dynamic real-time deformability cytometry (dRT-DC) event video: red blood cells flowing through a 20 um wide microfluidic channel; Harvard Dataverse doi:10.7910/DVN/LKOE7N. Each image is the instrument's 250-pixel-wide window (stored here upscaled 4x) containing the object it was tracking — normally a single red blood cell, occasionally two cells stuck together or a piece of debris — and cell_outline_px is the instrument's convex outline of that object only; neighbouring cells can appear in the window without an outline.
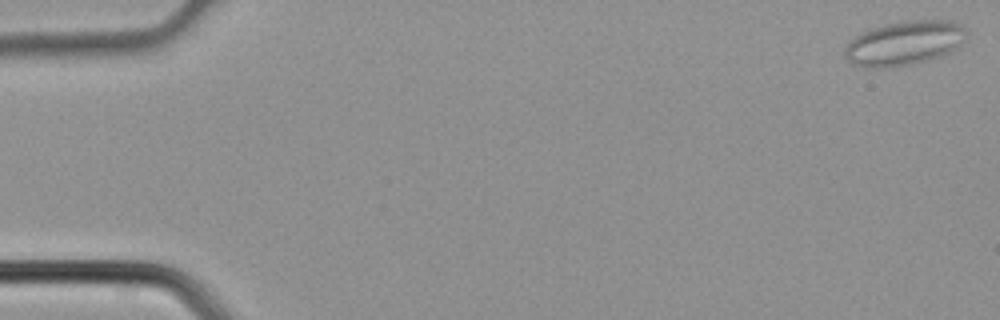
{"species": "common noctule bat (a hibernating species)", "species_latin": "Nyctalus noctula", "temperature_condition": "cold", "stored_images_in_passage": 4, "camera_frame_rate_fps": 3000, "um_per_image_px": 0.085, "animal": {"sex": "male", "body_mass_g": 21.5, "forearm_length_mm": 52.0}, "frame": {"image": 1, "passage_image": 4, "time_ms": 1.0, "image_size_px": [1000, 320], "cell_outline_px": [[968, 32], [948, 52], [940, 56], [928, 60], [896, 68], [864, 68], [852, 64], [844, 56], [844, 48], [860, 32], [884, 24], [904, 20], [948, 20], [960, 24]], "centroid_in_image_um": [76.78, 3.68], "position_along_channel_um": 8.2, "area_um2": 31.39}}